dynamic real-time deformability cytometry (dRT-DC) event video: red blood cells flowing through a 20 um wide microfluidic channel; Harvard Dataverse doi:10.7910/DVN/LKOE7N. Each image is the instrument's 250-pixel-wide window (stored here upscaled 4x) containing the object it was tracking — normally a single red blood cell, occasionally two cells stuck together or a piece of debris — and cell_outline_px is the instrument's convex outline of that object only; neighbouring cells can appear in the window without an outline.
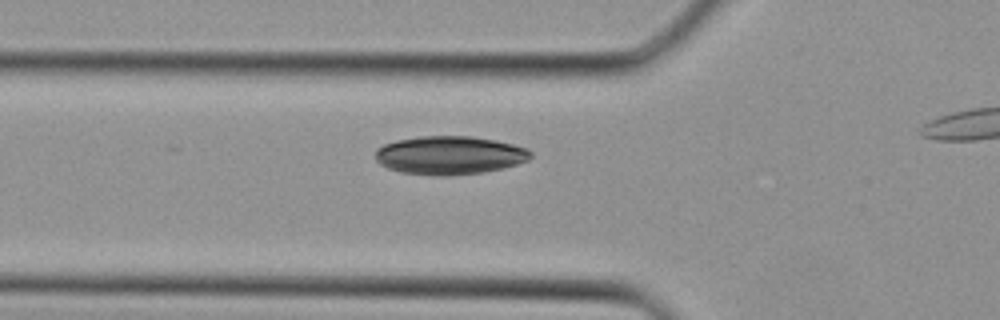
{"species": "Egyptian fruit bat (a non-hibernating species)", "species_latin": "Rousettus aegyptiacus", "temperature_condition": "cold", "stored_images_in_passage": 10, "camera_frame_rate_fps": 3000, "um_per_image_px": 0.085, "animal": {"sex": "female"}, "frame": {"image": 1, "passage_image": 2, "time_ms": 0.333, "image_size_px": [1000, 320], "cell_outline_px": [[532, 156], [528, 160], [504, 168], [484, 172], [448, 176], [440, 176], [400, 172], [388, 168], [380, 164], [376, 160], [376, 148], [384, 144], [396, 140], [420, 136], [472, 136], [496, 140], [528, 148], [532, 152]], "centroid_in_image_um": [38.22, 13.19], "position_along_channel_um": 87.6, "area_um2": 34.97}}
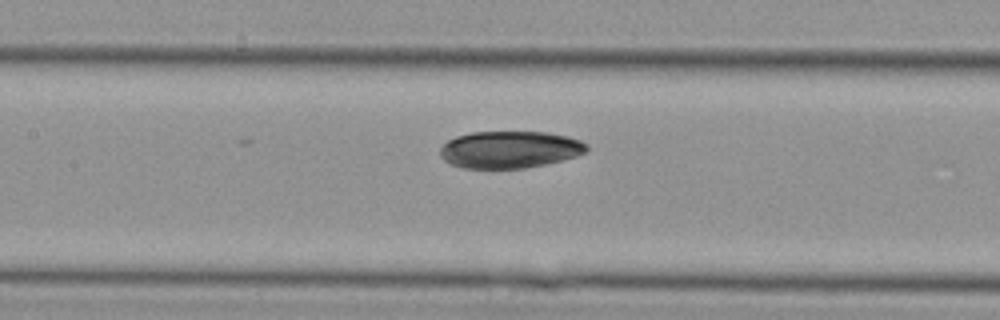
{"frame": {"image": 2, "passage_image": 6, "time_ms": 1.667, "image_size_px": [1000, 320], "cell_outline_px": [[588, 148], [584, 152], [576, 156], [544, 164], [524, 168], [464, 168], [452, 164], [444, 160], [440, 156], [440, 148], [448, 140], [456, 136], [472, 132], [548, 132], [568, 136], [580, 140], [588, 144]], "centroid_in_image_um": [43.32, 12.7], "position_along_channel_um": 164.1, "area_um2": 31.56}}
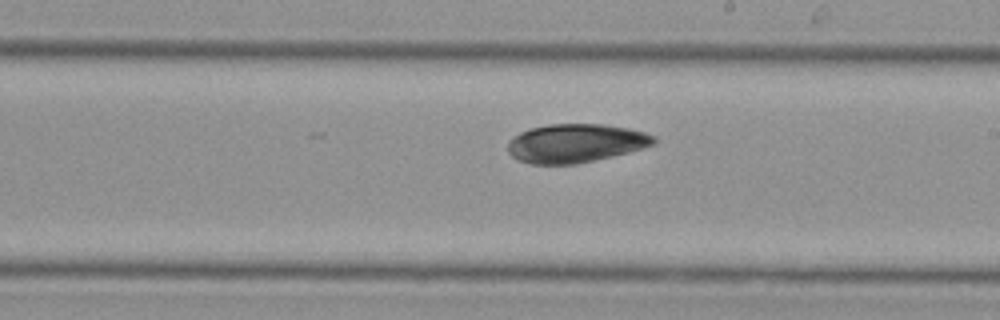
{"frame": {"image": 3, "passage_image": 10, "time_ms": 3.0, "image_size_px": [1000, 320], "cell_outline_px": [[656, 140], [652, 144], [628, 152], [612, 156], [576, 164], [532, 164], [516, 160], [508, 152], [508, 140], [512, 136], [520, 132], [532, 128], [548, 124], [604, 124], [628, 128], [644, 132], [656, 136]], "centroid_in_image_um": [48.88, 12.17], "position_along_channel_um": 240.1, "area_um2": 32.83}}